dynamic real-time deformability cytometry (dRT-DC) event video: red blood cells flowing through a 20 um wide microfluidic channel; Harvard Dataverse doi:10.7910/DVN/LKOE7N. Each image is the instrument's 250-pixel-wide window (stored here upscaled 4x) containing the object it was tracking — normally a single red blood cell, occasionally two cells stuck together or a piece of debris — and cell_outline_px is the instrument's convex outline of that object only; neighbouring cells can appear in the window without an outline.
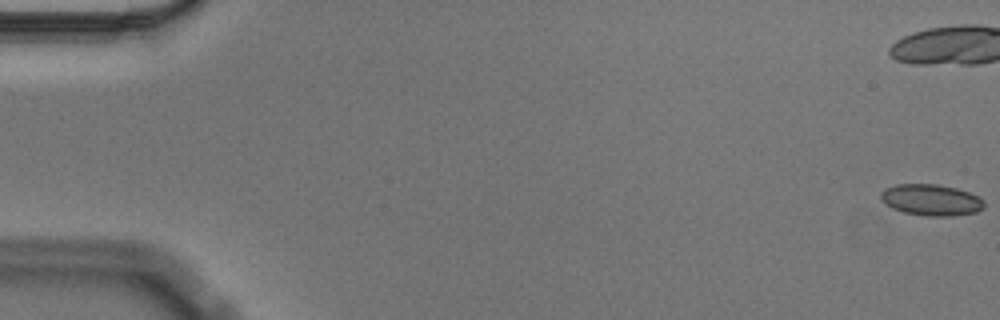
{"species": "Egyptian fruit bat (a non-hibernating species)", "species_latin": "Rousettus aegyptiacus", "temperature_condition": "cold", "stored_images_in_passage": 10, "camera_frame_rate_fps": 3000, "um_per_image_px": 0.085, "animal": {"sex": "male"}, "frame": {"image": 1, "passage_image": 1, "time_ms": 0.0, "image_size_px": [1000, 320], "cell_outline_px": [[984, 208], [976, 212], [952, 216], [928, 216], [904, 212], [892, 208], [880, 200], [880, 192], [884, 188], [896, 184], [936, 184], [956, 188], [980, 196], [984, 200]], "centroid_in_image_um": [79.14, 16.99], "position_along_channel_um": 5.9, "area_um2": 19.02}}